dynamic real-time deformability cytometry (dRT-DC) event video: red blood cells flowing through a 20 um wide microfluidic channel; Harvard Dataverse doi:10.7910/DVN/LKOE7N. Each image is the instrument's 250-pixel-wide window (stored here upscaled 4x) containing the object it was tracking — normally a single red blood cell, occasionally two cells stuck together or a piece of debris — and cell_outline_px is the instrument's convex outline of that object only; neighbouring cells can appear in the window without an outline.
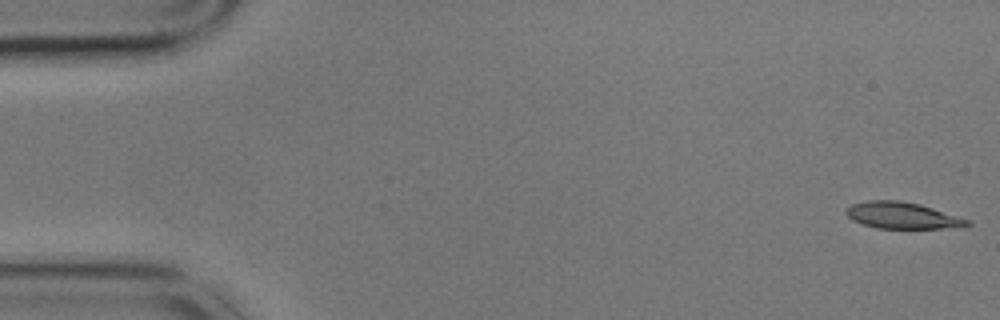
{"species": "common noctule bat (a hibernating species)", "species_latin": "Nyctalus noctula", "temperature_condition": "cold", "stored_images_in_passage": 57, "segment_of_instrument_passage": [1, 2], "camera_frame_rate_fps": 3000, "um_per_image_px": 0.085, "animal": {"sex": "male", "body_mass_g": 17.9}, "frame": {"image": 1, "passage_image": 1, "time_ms": 0.0, "image_size_px": [1000, 320], "cell_outline_px": [[972, 224], [940, 228], [876, 228], [852, 220], [844, 212], [852, 204], [868, 200], [900, 200], [920, 204], [972, 220]], "centroid_in_image_um": [76.68, 18.3], "position_along_channel_um": 8.3, "area_um2": 18.55}}
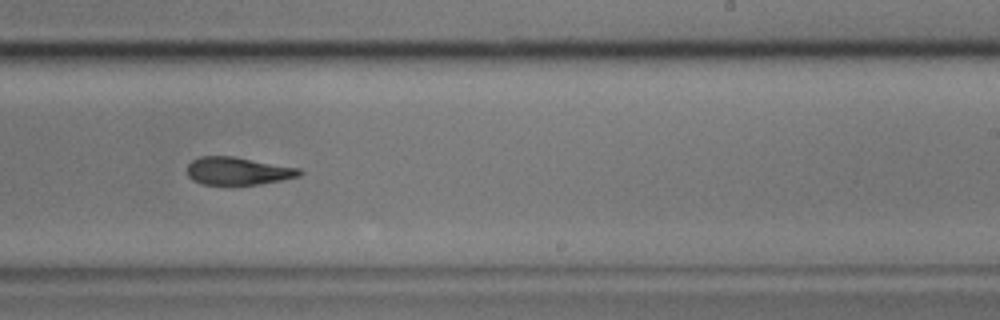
{"frame": {"image": 2, "passage_image": 34, "time_ms": 11.0, "image_size_px": [1000, 320], "cell_outline_px": [[304, 172], [300, 176], [260, 184], [200, 184], [192, 180], [188, 176], [188, 164], [192, 160], [200, 156], [232, 156], [300, 168]], "centroid_in_image_um": [20.22, 14.53], "position_along_channel_um": 268.8, "area_um2": 18.09}}
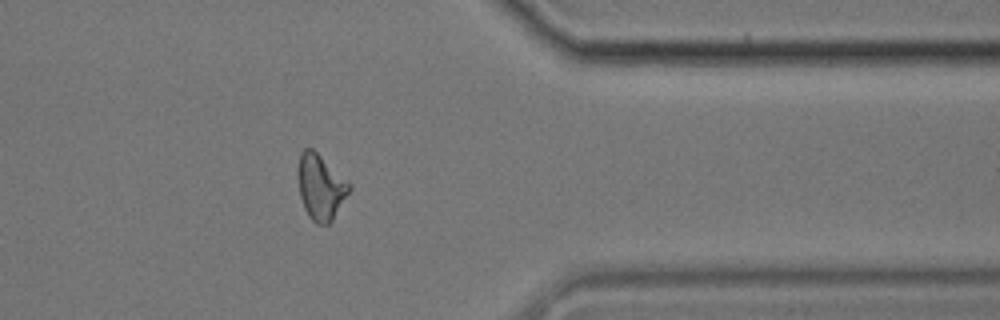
{"frame": {"image": 3, "passage_image": 45, "time_ms": 14.667, "image_size_px": [1000, 320], "cell_outline_px": [[352, 188], [332, 220], [328, 224], [316, 224], [308, 216], [304, 208], [300, 196], [296, 176], [296, 172], [300, 152], [304, 148], [312, 148], [352, 184]], "centroid_in_image_um": [27.23, 15.88], "position_along_channel_um": 384.2, "area_um2": 19.83}}